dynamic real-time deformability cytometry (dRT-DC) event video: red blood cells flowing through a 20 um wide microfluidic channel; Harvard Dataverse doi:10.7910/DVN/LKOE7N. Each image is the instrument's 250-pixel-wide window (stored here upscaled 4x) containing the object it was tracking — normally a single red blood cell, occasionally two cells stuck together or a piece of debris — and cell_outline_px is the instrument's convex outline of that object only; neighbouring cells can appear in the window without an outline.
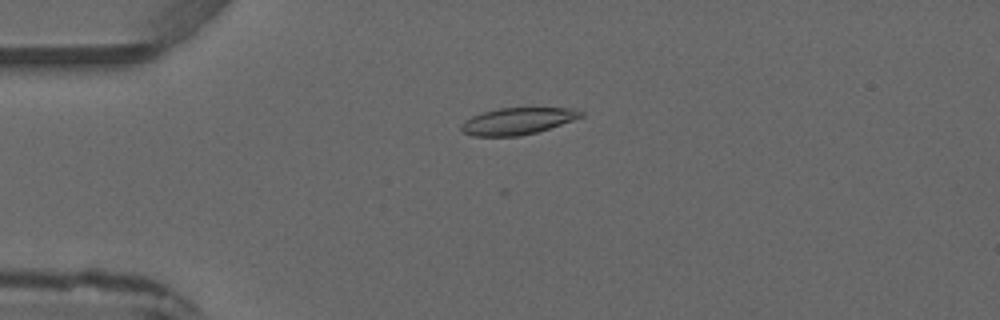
{"species": "common noctule bat (a hibernating species)", "species_latin": "Nyctalus noctula", "temperature_condition": "warm", "stored_images_in_passage": 5, "camera_frame_rate_fps": 3000, "um_per_image_px": 0.085, "animal": {"sex": "male", "forearm_length_mm": 52.5}, "frame": {"image": 1, "passage_image": 4, "time_ms": 3.333, "image_size_px": [1000, 320], "cell_outline_px": [[584, 116], [536, 132], [520, 136], [472, 136], [464, 132], [460, 128], [460, 124], [464, 120], [472, 116], [484, 112], [500, 108], [568, 108], [584, 112]], "centroid_in_image_um": [43.95, 10.29], "position_along_channel_um": 41.1, "area_um2": 18.44}}